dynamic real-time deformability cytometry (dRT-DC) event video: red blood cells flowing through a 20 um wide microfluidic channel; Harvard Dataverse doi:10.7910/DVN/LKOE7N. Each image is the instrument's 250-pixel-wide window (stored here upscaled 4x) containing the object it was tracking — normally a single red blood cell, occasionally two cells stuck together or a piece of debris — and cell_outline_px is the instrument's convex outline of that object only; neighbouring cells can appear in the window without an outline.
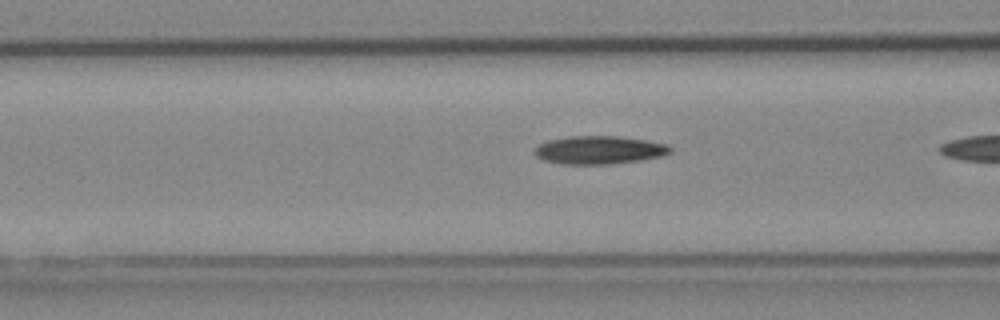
{"species": "Egyptian fruit bat (a non-hibernating species)", "species_latin": "Rousettus aegyptiacus", "temperature_condition": "cold", "stored_images_in_passage": 9, "camera_frame_rate_fps": 3000, "um_per_image_px": 0.085, "animal": {"sex": "female"}, "frame": {"image": 1, "passage_image": 8, "time_ms": 2.333, "image_size_px": [1000, 320], "cell_outline_px": [[672, 152], [664, 156], [640, 160], [612, 164], [560, 164], [544, 160], [536, 156], [532, 152], [532, 148], [548, 140], [568, 136], [616, 136], [644, 140], [668, 144], [672, 148]], "centroid_in_image_um": [50.91, 12.75], "position_along_channel_um": 115.7, "area_um2": 22.48}}